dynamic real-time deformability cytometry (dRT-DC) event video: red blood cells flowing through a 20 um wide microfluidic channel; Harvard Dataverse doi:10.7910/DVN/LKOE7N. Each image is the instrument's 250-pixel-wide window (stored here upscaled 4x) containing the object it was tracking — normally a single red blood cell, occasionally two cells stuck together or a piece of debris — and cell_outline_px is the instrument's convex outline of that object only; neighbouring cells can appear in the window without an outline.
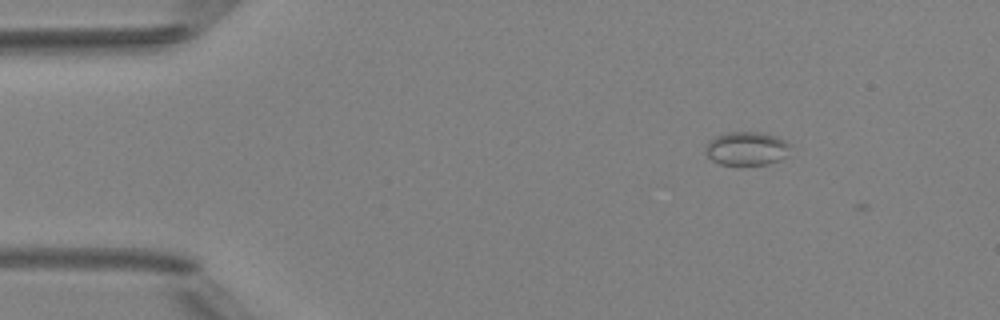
{"species": "Egyptian fruit bat (a non-hibernating species)", "species_latin": "Rousettus aegyptiacus", "temperature_condition": "room temperature", "stored_images_in_passage": 3, "camera_frame_rate_fps": 3000, "um_per_image_px": 0.085, "animal": {"sex": "female"}, "frame": {"image": 1, "passage_image": 2, "time_ms": 1.333, "image_size_px": [1000, 320], "cell_outline_px": [[792, 144], [788, 156], [780, 160], [768, 164], [720, 164], [712, 160], [708, 156], [704, 148], [708, 140], [716, 136], [728, 132], [764, 132], [776, 136]], "centroid_in_image_um": [63.5, 12.61], "position_along_channel_um": 21.5, "area_um2": 16.82}}